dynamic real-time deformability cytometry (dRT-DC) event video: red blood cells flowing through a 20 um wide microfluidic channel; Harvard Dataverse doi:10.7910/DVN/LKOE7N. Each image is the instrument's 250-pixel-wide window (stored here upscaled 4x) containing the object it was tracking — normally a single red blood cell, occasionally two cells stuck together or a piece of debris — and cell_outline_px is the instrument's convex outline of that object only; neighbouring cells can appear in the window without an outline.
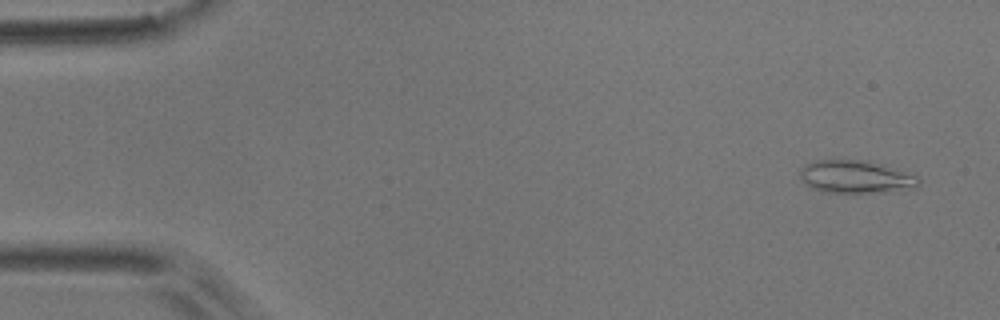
{"species": "common noctule bat (a hibernating species)", "species_latin": "Nyctalus noctula", "temperature_condition": "room temperature", "stored_images_in_passage": 9, "camera_frame_rate_fps": 3000, "um_per_image_px": 0.085, "animal": {"sex": "male", "body_mass_g": 17.9}, "frame": {"image": 1, "passage_image": 1, "time_ms": 0.0, "image_size_px": [1000, 320], "cell_outline_px": [[920, 180], [912, 188], [880, 192], [824, 192], [812, 188], [800, 176], [800, 168], [804, 164], [816, 160], [868, 160], [916, 172]], "centroid_in_image_um": [72.8, 15.0], "position_along_channel_um": 12.2, "area_um2": 22.89}}
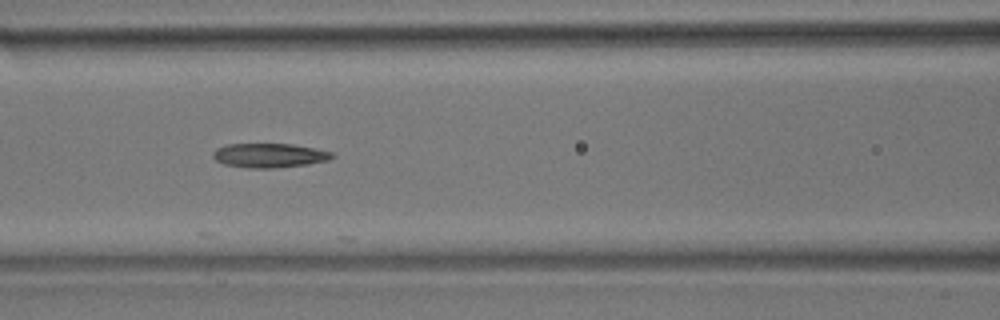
{"frame": {"image": 2, "passage_image": 6, "time_ms": 6.667, "image_size_px": [1000, 320], "cell_outline_px": [[336, 156], [328, 160], [308, 164], [276, 168], [248, 168], [224, 164], [216, 160], [212, 156], [212, 152], [216, 148], [228, 144], [292, 144], [316, 148], [332, 152]], "centroid_in_image_um": [22.9, 13.21], "position_along_channel_um": 143.7, "area_um2": 16.94}}
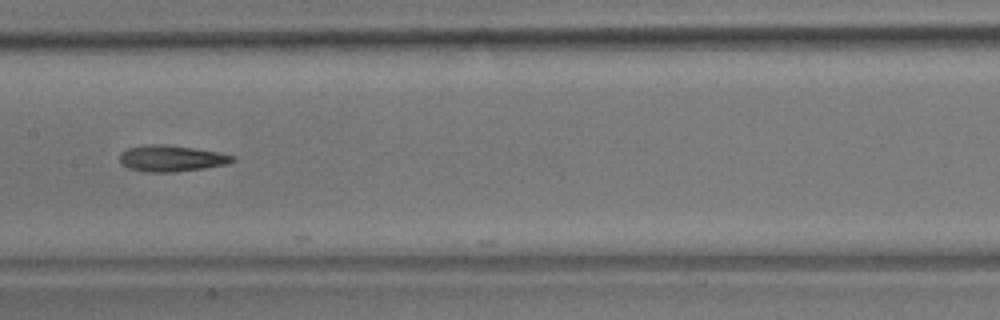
{"frame": {"image": 3, "passage_image": 7, "time_ms": 8.0, "image_size_px": [1000, 320], "cell_outline_px": [[236, 160], [228, 164], [204, 168], [176, 172], [148, 172], [128, 168], [120, 160], [120, 152], [128, 148], [148, 144], [168, 144], [220, 152], [236, 156]], "centroid_in_image_um": [14.62, 13.45], "position_along_channel_um": 192.8, "area_um2": 17.4}}